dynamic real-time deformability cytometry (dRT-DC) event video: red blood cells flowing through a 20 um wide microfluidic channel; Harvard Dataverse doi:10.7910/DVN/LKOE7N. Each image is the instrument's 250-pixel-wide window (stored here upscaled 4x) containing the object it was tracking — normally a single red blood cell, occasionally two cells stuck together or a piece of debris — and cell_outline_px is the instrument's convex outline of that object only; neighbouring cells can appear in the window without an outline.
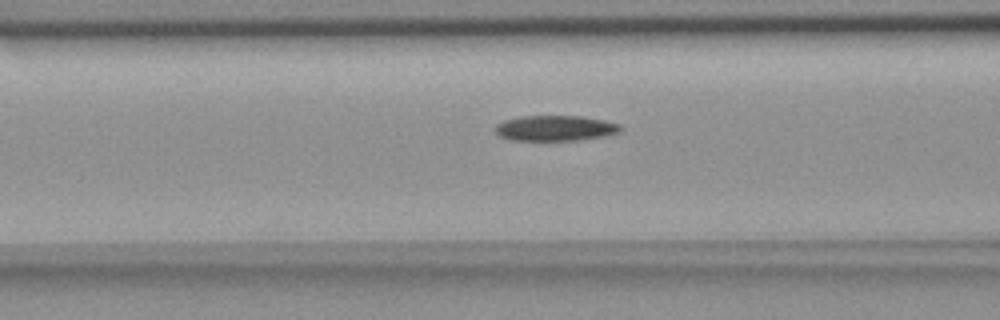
{"species": "common noctule bat (a hibernating species)", "species_latin": "Nyctalus noctula", "temperature_condition": "room temperature", "stored_images_in_passage": 38, "camera_frame_rate_fps": 3000, "um_per_image_px": 0.085, "animal": {"sex": "female", "body_mass_g": 18.4}, "frame": {"image": 1, "passage_image": 14, "time_ms": 4.333, "image_size_px": [1000, 320], "cell_outline_px": [[624, 128], [620, 132], [600, 136], [576, 140], [512, 140], [500, 136], [496, 132], [496, 124], [504, 120], [520, 116], [580, 116], [604, 120], [620, 124]], "centroid_in_image_um": [47.2, 10.88], "position_along_channel_um": 119.4, "area_um2": 18.44}}
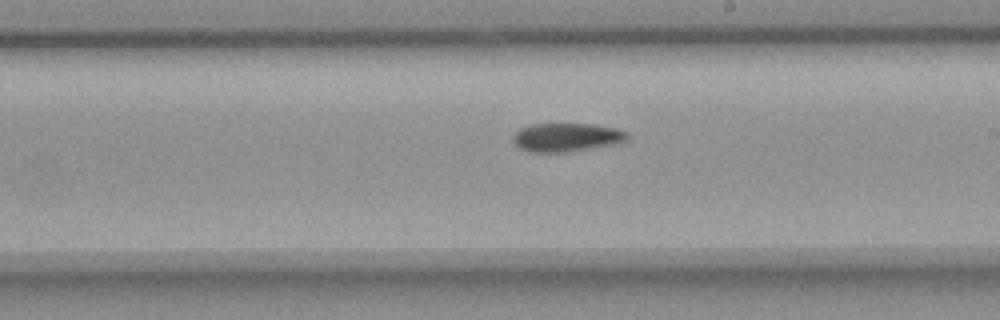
{"frame": {"image": 2, "passage_image": 24, "time_ms": 7.667, "image_size_px": [1000, 320], "cell_outline_px": [[628, 136], [624, 140], [612, 144], [564, 152], [528, 152], [520, 148], [512, 140], [512, 136], [520, 128], [528, 124], [592, 124], [616, 128], [628, 132]], "centroid_in_image_um": [48.09, 11.66], "position_along_channel_um": 240.9, "area_um2": 18.79}}
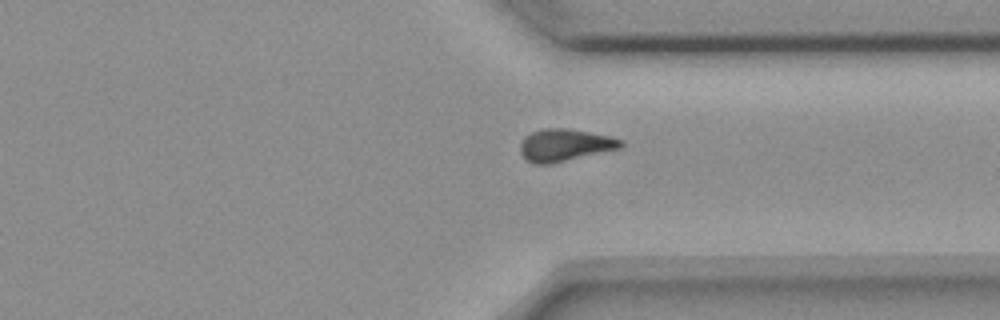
{"frame": {"image": 3, "passage_image": 34, "time_ms": 11.0, "image_size_px": [1000, 320], "cell_outline_px": [[624, 144], [620, 148], [548, 164], [532, 164], [520, 152], [520, 144], [524, 136], [532, 132], [544, 128], [568, 128], [612, 136], [624, 140]], "centroid_in_image_um": [48.01, 12.31], "position_along_channel_um": 363.4, "area_um2": 18.84}}